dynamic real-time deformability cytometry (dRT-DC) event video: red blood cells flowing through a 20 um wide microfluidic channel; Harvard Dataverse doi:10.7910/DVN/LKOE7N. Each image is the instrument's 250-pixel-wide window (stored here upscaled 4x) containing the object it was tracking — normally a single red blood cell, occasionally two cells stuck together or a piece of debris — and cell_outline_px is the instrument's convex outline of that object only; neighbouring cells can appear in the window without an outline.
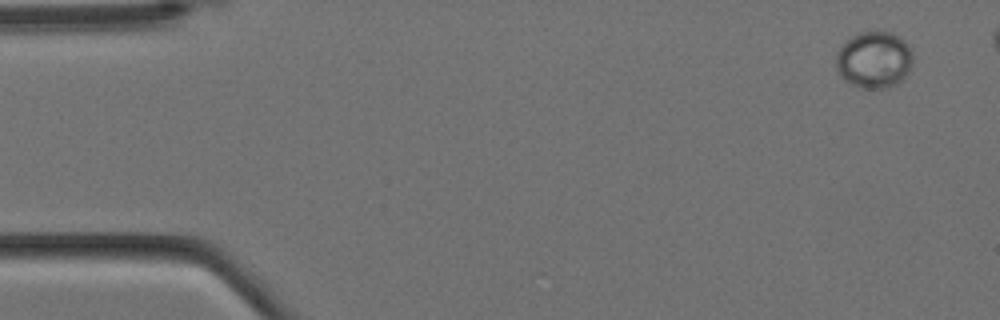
{"species": "Egyptian fruit bat (a non-hibernating species)", "species_latin": "Rousettus aegyptiacus", "temperature_condition": "cold", "stored_images_in_passage": 7, "camera_frame_rate_fps": 3000, "um_per_image_px": 0.085, "animal": {"sex": "female"}, "frame": {"image": 1, "passage_image": 1, "time_ms": 0.0, "image_size_px": [1000, 320], "cell_outline_px": [[912, 64], [908, 72], [896, 84], [888, 88], [860, 88], [844, 80], [840, 76], [836, 68], [836, 52], [856, 32], [872, 28], [892, 32], [904, 40], [912, 48]], "centroid_in_image_um": [74.29, 5.03], "position_along_channel_um": 10.7, "area_um2": 26.01}}
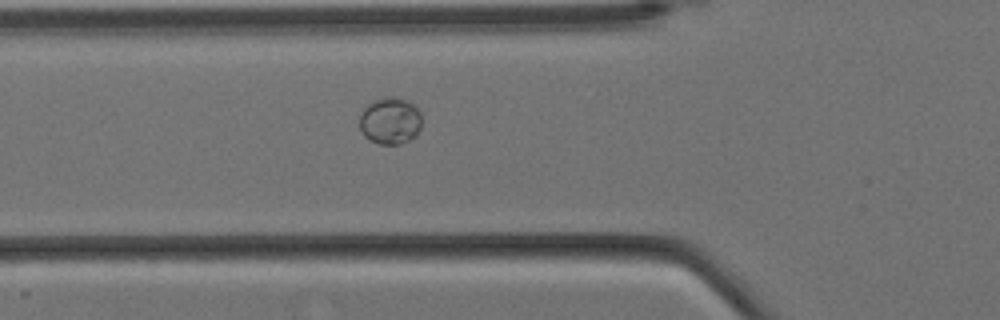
{"frame": {"image": 2, "passage_image": 6, "time_ms": 1.667, "image_size_px": [1000, 320], "cell_outline_px": [[420, 128], [408, 140], [400, 144], [380, 144], [364, 136], [360, 128], [360, 112], [372, 100], [388, 96], [396, 96], [412, 104], [420, 112]], "centroid_in_image_um": [33.12, 10.24], "position_along_channel_um": 92.7, "area_um2": 16.76}}